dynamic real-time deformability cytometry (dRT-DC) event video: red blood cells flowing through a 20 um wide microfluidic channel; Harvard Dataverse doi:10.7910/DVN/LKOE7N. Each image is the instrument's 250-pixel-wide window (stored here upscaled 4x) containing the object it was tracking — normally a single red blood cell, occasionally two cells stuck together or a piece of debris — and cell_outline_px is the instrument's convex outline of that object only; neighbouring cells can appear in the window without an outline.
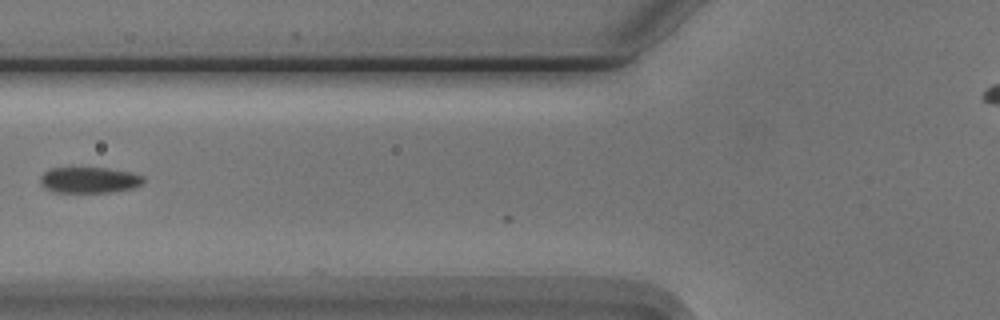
{"species": "Egyptian fruit bat (a non-hibernating species)", "species_latin": "Rousettus aegyptiacus", "temperature_condition": "cold", "stored_images_in_passage": 6, "camera_frame_rate_fps": 3000, "um_per_image_px": 0.085, "animal": {"sex": "male"}, "frame": {"image": 1, "passage_image": 5, "time_ms": 1.333, "image_size_px": [1000, 320], "cell_outline_px": [[144, 180], [140, 184], [132, 188], [112, 192], [56, 192], [44, 188], [40, 184], [40, 176], [44, 172], [52, 168], [108, 168], [132, 172], [144, 176]], "centroid_in_image_um": [7.58, 15.3], "position_along_channel_um": 118.2, "area_um2": 15.61}}